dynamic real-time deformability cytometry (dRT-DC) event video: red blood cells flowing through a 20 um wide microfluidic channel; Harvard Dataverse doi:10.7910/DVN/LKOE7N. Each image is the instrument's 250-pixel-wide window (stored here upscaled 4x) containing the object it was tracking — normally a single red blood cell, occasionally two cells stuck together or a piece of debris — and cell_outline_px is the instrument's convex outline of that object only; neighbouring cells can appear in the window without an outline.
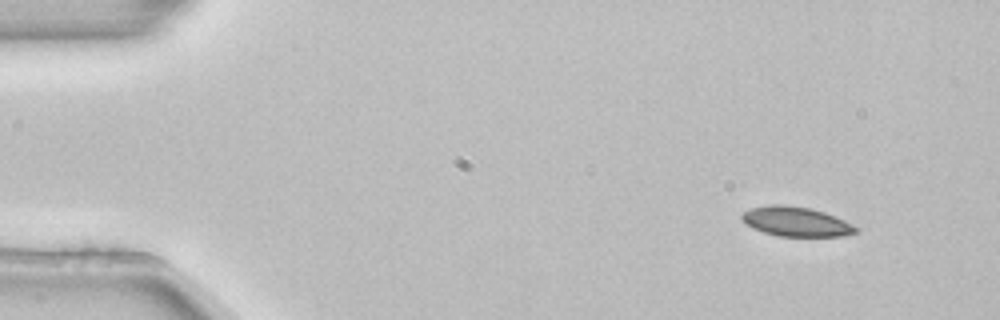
{"species": "common noctule bat (a hibernating species)", "species_latin": "Nyctalus noctula", "temperature_condition": "room temperature", "stored_images_in_passage": 5, "segment_of_instrument_passage": [2, 2], "camera_frame_rate_fps": 3000, "um_per_image_px": 0.085, "animal": {"sex": "female", "body_mass_g": 22.7, "forearm_length_mm": 54.2}, "frame": {"image": 1, "passage_image": 5, "time_ms": 1.333, "image_size_px": [1000, 320], "cell_outline_px": [[856, 232], [840, 236], [780, 236], [764, 232], [752, 228], [740, 216], [744, 212], [752, 208], [772, 204], [784, 204], [808, 208], [824, 212], [844, 220], [852, 224], [856, 228]], "centroid_in_image_um": [67.65, 18.83], "position_along_channel_um": 17.4, "area_um2": 19.25}}